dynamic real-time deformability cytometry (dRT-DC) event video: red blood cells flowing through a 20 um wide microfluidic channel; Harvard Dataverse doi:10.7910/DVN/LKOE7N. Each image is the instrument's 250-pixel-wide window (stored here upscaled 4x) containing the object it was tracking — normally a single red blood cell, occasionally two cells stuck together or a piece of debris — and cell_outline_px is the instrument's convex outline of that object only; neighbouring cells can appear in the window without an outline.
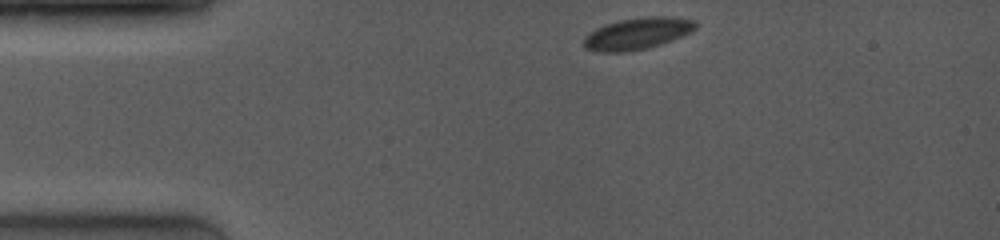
{"species": "common noctule bat (a hibernating species)", "species_latin": "Nyctalus noctula", "temperature_condition": "room temperature", "stored_images_in_passage": 4, "camera_frame_rate_fps": 4000, "um_per_image_px": 0.085, "animal": {"sex": "female", "body_mass_g": 19.0, "forearm_length_mm": 53.3}, "frame": {"image": 1, "passage_image": 1, "time_ms": 0.0, "image_size_px": [1000, 240], "cell_outline_px": [[696, 28], [692, 32], [672, 40], [648, 48], [628, 52], [596, 52], [584, 48], [584, 36], [588, 32], [604, 24], [620, 20], [644, 16], [672, 16], [696, 20]], "centroid_in_image_um": [54.17, 2.85], "position_along_channel_um": 30.8, "area_um2": 21.04}}